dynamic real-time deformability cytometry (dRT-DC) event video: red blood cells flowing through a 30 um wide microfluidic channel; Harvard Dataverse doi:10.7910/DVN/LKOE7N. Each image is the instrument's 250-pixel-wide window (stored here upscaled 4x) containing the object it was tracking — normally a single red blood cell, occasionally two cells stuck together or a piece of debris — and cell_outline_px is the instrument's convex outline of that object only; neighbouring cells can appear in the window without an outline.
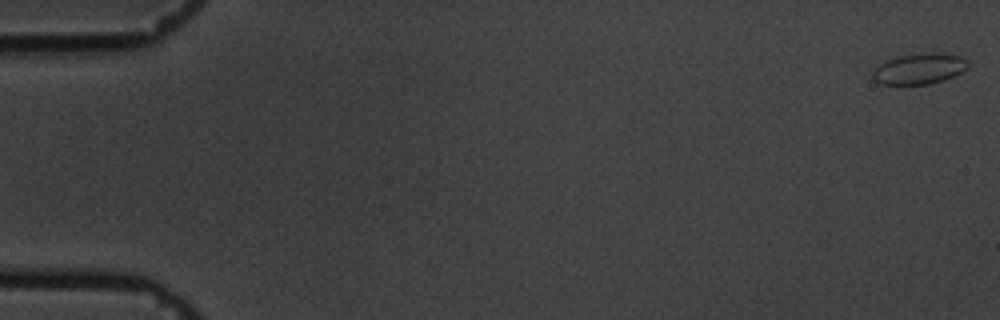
{"species": "common noctule bat (a hibernating species)", "species_latin": "Nyctalus noctula", "temperature_condition": "cold", "stored_images_in_passage": 21, "camera_frame_rate_fps": 3000, "um_per_image_px": 0.085, "animal": {"sex": "male", "body_mass_g": 19.5, "forearm_length_mm": 54.6}, "frame": {"image": 1, "passage_image": 1, "time_ms": 0.0, "image_size_px": [1000, 320], "cell_outline_px": [[968, 68], [944, 80], [928, 84], [880, 84], [872, 76], [872, 72], [884, 60], [896, 56], [924, 52], [936, 52], [960, 56], [968, 60]], "centroid_in_image_um": [78.14, 5.82], "position_along_channel_um": 6.9, "area_um2": 17.17}}
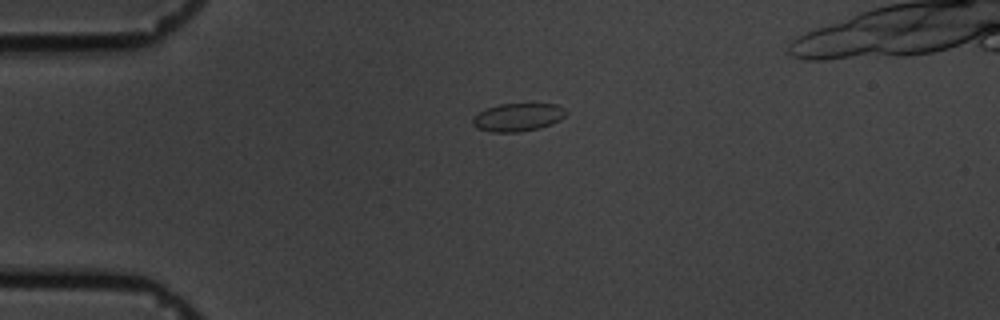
{"frame": {"image": 2, "passage_image": 15, "time_ms": 4.667, "image_size_px": [1000, 320], "cell_outline_px": [[568, 112], [560, 120], [552, 124], [540, 128], [520, 132], [492, 132], [476, 128], [472, 124], [472, 116], [488, 108], [500, 104], [556, 104], [564, 108]], "centroid_in_image_um": [44.02, 9.97], "position_along_channel_um": 41.0, "area_um2": 15.32}}